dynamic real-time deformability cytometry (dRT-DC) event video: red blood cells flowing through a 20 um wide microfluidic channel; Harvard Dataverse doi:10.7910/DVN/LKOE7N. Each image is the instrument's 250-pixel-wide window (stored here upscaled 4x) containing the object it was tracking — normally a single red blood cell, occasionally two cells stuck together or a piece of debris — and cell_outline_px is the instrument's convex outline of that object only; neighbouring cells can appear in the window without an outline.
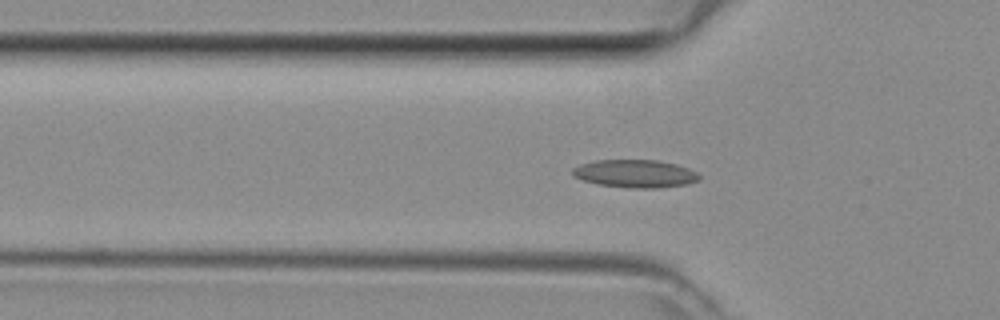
{"species": "common noctule bat (a hibernating species)", "species_latin": "Nyctalus noctula", "temperature_condition": "room temperature", "stored_images_in_passage": 43, "camera_frame_rate_fps": 3000, "um_per_image_px": 0.085, "animal": {"sex": "female", "body_mass_g": 29.2, "forearm_length_mm": 56.3}, "frame": {"image": 1, "passage_image": 11, "time_ms": 3.333, "image_size_px": [1000, 320], "cell_outline_px": [[700, 180], [684, 184], [656, 188], [636, 188], [596, 184], [572, 176], [572, 168], [580, 164], [596, 160], [660, 160], [676, 164], [688, 168], [696, 172], [700, 176]], "centroid_in_image_um": [53.97, 14.75], "position_along_channel_um": 71.8, "area_um2": 20.52}}
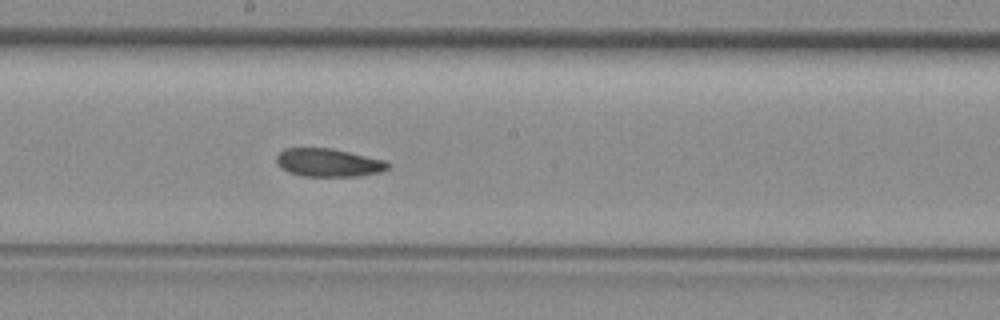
{"frame": {"image": 2, "passage_image": 21, "time_ms": 6.667, "image_size_px": [1000, 320], "cell_outline_px": [[392, 168], [380, 172], [356, 176], [304, 176], [288, 172], [280, 168], [276, 164], [276, 156], [284, 148], [332, 148], [384, 160], [392, 164]], "centroid_in_image_um": [27.92, 13.82], "position_along_channel_um": 220.3, "area_um2": 18.44}}
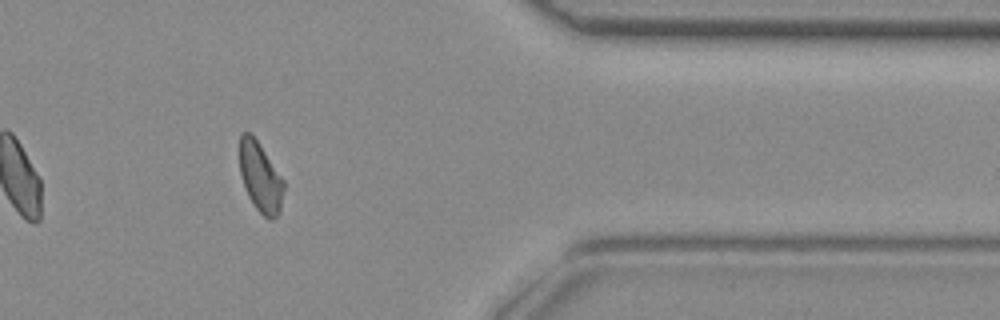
{"frame": {"image": 3, "passage_image": 34, "time_ms": 11.0, "image_size_px": [1000, 320], "cell_outline_px": [[284, 188], [280, 212], [272, 220], [268, 220], [256, 208], [248, 196], [240, 172], [240, 136], [244, 132], [248, 132], [256, 140], [284, 180]], "centroid_in_image_um": [22.14, 15.11], "position_along_channel_um": 389.3, "area_um2": 17.57}}